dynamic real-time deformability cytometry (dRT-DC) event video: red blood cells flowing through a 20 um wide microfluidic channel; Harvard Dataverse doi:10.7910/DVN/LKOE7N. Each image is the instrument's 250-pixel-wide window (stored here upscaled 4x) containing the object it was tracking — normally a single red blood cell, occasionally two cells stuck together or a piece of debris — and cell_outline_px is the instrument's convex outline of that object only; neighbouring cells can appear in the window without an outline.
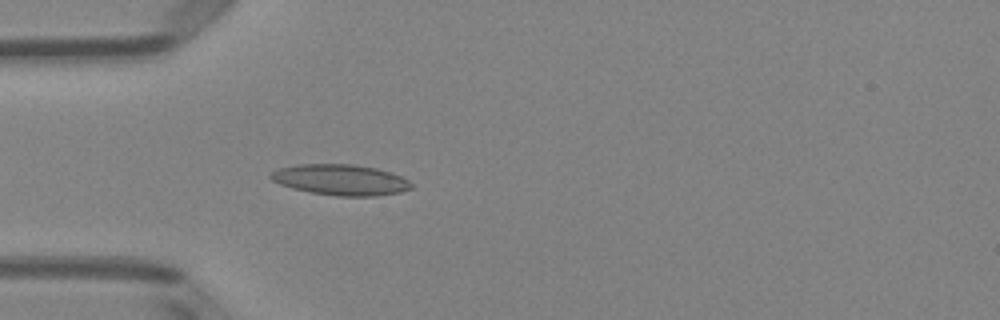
{"species": "Egyptian fruit bat (a non-hibernating species)", "species_latin": "Rousettus aegyptiacus", "temperature_condition": "room temperature", "stored_images_in_passage": 40, "camera_frame_rate_fps": 3000, "um_per_image_px": 0.085, "animal": {"sex": "female"}, "frame": {"image": 1, "passage_image": 7, "time_ms": 2.0, "image_size_px": [1000, 320], "cell_outline_px": [[412, 188], [400, 192], [376, 196], [336, 196], [312, 192], [292, 188], [280, 184], [272, 180], [268, 176], [272, 172], [280, 168], [296, 164], [352, 164], [376, 168], [392, 172], [408, 180], [412, 184]], "centroid_in_image_um": [28.96, 15.28], "position_along_channel_um": 56.0, "area_um2": 25.2}}
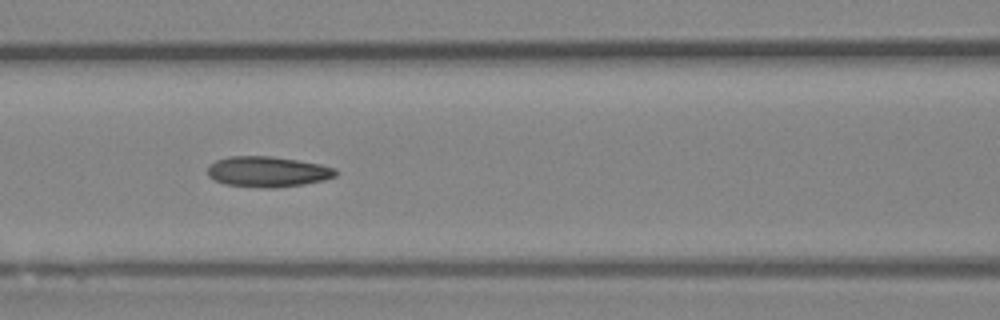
{"frame": {"image": 2, "passage_image": 14, "time_ms": 4.333, "image_size_px": [1000, 320], "cell_outline_px": [[336, 176], [324, 180], [304, 184], [276, 188], [264, 188], [224, 184], [208, 176], [208, 164], [216, 160], [228, 156], [272, 156], [320, 164], [336, 168]], "centroid_in_image_um": [22.73, 14.59], "position_along_channel_um": 143.9, "area_um2": 22.89}}
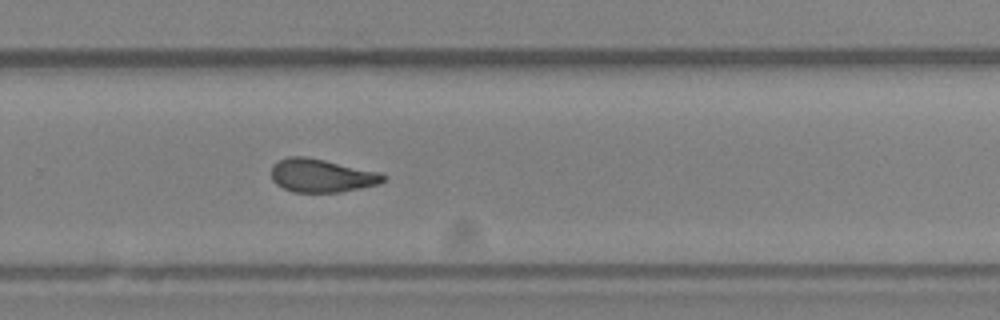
{"frame": {"image": 3, "passage_image": 26, "time_ms": 8.333, "image_size_px": [1000, 320], "cell_outline_px": [[388, 176], [384, 180], [376, 184], [360, 188], [340, 192], [292, 192], [276, 184], [272, 180], [272, 164], [288, 156], [304, 156], [324, 160], [380, 172]], "centroid_in_image_um": [27.32, 14.92], "position_along_channel_um": 302.5, "area_um2": 21.62}, "authors_computed_cell_mechanics": {"area_um2": 22.253, "velocity_mm_per_s": 3.9808, "shape_relaxation_time_tau1_ms": 7.5115, "shape_relaxation_time_tau2_ms": 2.4819, "deformation_change_tau1": 0.1788, "deformation_change_tau2": 0.1039}}